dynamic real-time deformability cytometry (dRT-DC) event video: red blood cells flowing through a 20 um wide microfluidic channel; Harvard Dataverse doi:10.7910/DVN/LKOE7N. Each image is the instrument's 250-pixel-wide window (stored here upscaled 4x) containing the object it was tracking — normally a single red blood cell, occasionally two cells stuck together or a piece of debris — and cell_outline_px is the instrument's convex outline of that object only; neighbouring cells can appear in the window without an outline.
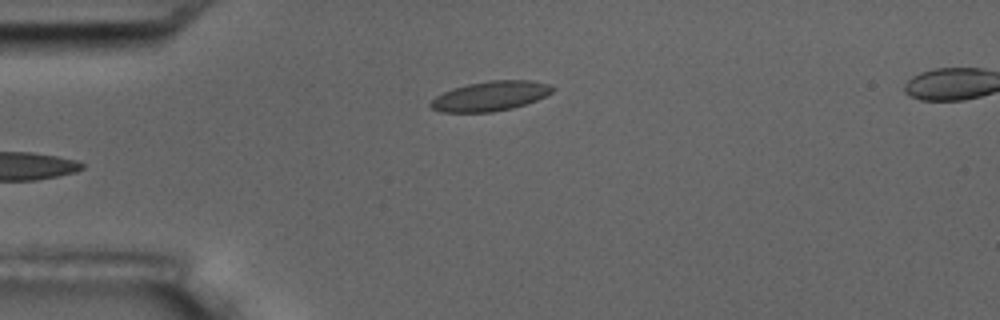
{"species": "common noctule bat (a hibernating species)", "species_latin": "Nyctalus noctula", "temperature_condition": "room temperature", "stored_images_in_passage": 6, "camera_frame_rate_fps": 3000, "um_per_image_px": 0.085, "animal": {"sex": "male", "body_mass_g": 17.5, "forearm_length_mm": 52.3}, "frame": {"image": 1, "passage_image": 6, "time_ms": 5.667, "image_size_px": [1000, 320], "cell_outline_px": [[556, 88], [552, 92], [536, 100], [512, 108], [492, 112], [440, 112], [432, 108], [428, 104], [436, 96], [452, 88], [468, 84], [488, 80], [532, 80], [552, 84]], "centroid_in_image_um": [41.69, 8.15], "position_along_channel_um": 43.3, "area_um2": 21.15}}